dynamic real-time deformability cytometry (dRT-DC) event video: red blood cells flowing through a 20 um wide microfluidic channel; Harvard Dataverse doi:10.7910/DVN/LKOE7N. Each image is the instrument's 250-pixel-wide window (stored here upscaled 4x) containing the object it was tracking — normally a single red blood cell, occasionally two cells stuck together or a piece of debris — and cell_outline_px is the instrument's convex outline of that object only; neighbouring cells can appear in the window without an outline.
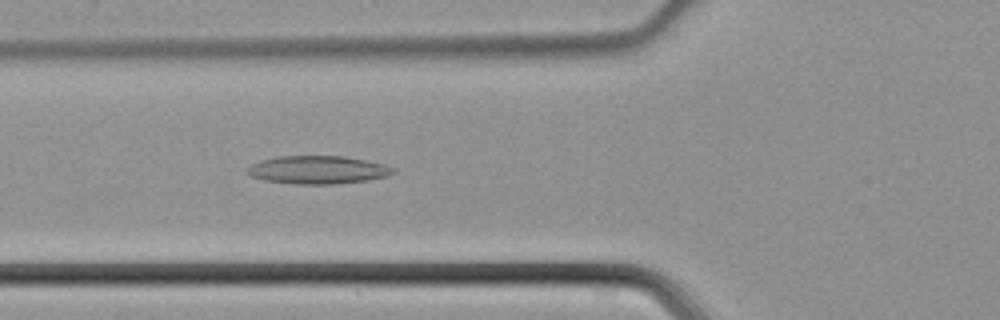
{"species": "common noctule bat (a hibernating species)", "species_latin": "Nyctalus noctula", "temperature_condition": "cold", "stored_images_in_passage": 35, "camera_frame_rate_fps": 3000, "um_per_image_px": 0.085, "animal": {"sex": "male", "body_mass_g": 21.5, "forearm_length_mm": 52.0}, "frame": {"image": 1, "passage_image": 7, "time_ms": 2.0, "image_size_px": [1000, 320], "cell_outline_px": [[396, 172], [388, 176], [368, 180], [336, 184], [296, 184], [264, 180], [252, 176], [248, 172], [248, 168], [252, 164], [260, 160], [280, 156], [344, 156], [384, 164], [392, 168]], "centroid_in_image_um": [27.03, 14.44], "position_along_channel_um": 98.8, "area_um2": 23.7}}
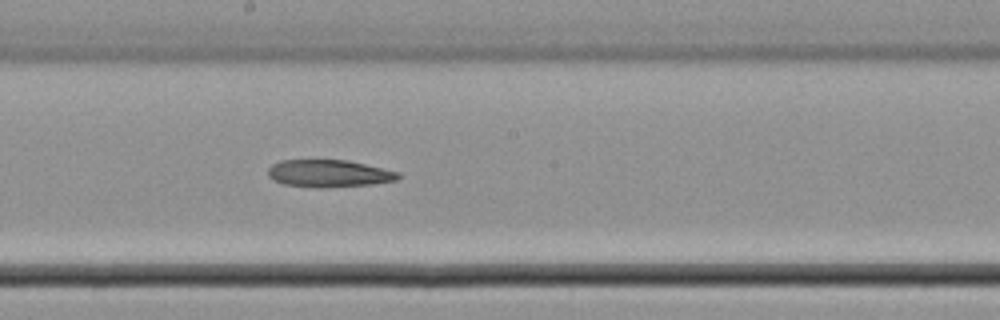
{"frame": {"image": 2, "passage_image": 15, "time_ms": 4.667, "image_size_px": [1000, 320], "cell_outline_px": [[400, 176], [396, 180], [372, 184], [324, 188], [316, 188], [284, 184], [272, 180], [268, 176], [268, 168], [272, 164], [280, 160], [348, 160], [400, 172]], "centroid_in_image_um": [27.93, 14.75], "position_along_channel_um": 220.3, "area_um2": 20.87}}
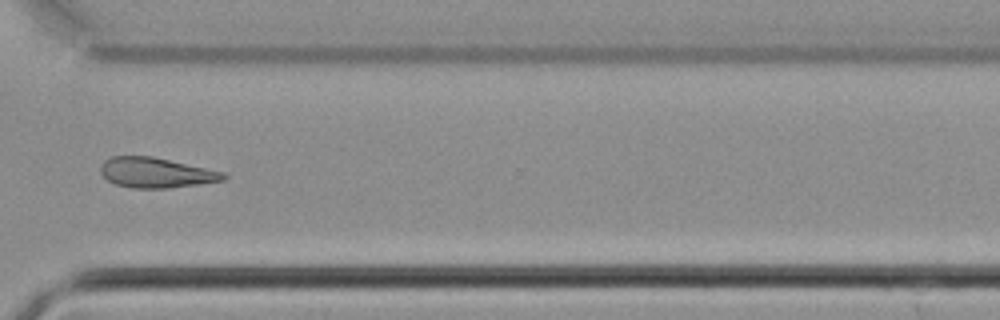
{"frame": {"image": 3, "passage_image": 24, "time_ms": 7.667, "image_size_px": [1000, 320], "cell_outline_px": [[228, 176], [224, 180], [168, 188], [132, 188], [116, 184], [108, 180], [100, 172], [100, 168], [104, 160], [112, 156], [152, 156], [224, 172]], "centroid_in_image_um": [13.24, 14.67], "position_along_channel_um": 357.4, "area_um2": 21.39}}